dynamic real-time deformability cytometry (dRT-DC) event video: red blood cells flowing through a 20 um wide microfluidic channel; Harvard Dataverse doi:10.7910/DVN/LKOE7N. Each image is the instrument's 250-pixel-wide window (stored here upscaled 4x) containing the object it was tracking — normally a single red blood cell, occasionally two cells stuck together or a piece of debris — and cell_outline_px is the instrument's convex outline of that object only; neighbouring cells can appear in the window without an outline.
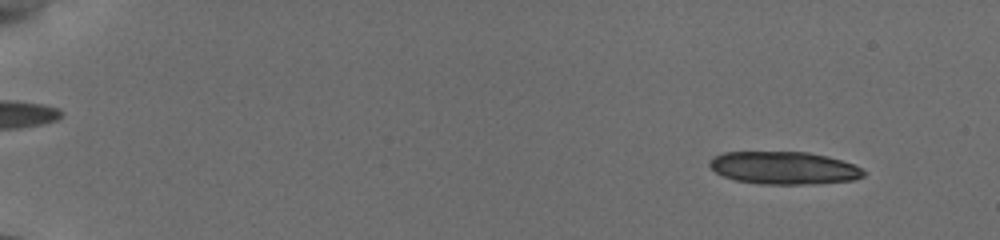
{"species": "common noctule bat (a hibernating species)", "species_latin": "Nyctalus noctula", "temperature_condition": "cold", "stored_images_in_passage": 50, "camera_frame_rate_fps": 3000, "um_per_image_px": 0.085, "animal": {"sex": "female", "body_mass_g": 19.5, "forearm_length_mm": 54.1}, "frame": {"image": 1, "passage_image": 5, "time_ms": 1.333, "image_size_px": [1000, 240], "cell_outline_px": [[864, 176], [856, 180], [812, 184], [760, 184], [736, 180], [724, 176], [716, 172], [708, 164], [712, 156], [724, 152], [808, 152], [828, 156], [852, 164], [860, 168], [864, 172]], "centroid_in_image_um": [66.62, 14.27], "position_along_channel_um": 18.4, "area_um2": 29.3}}
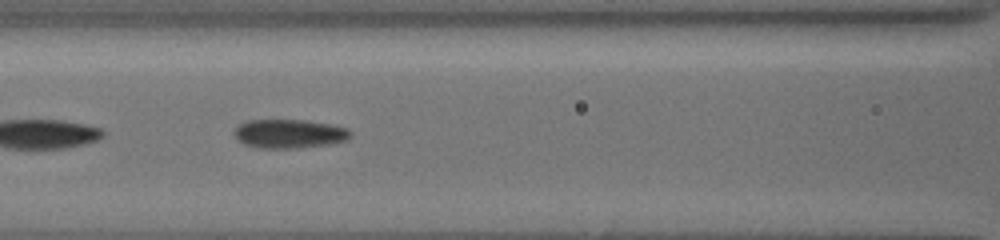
{"frame": {"image": 2, "passage_image": 47, "time_ms": 8.667, "image_size_px": [1000, 240], "cell_outline_px": [[352, 136], [348, 140], [328, 144], [300, 148], [260, 148], [244, 144], [236, 140], [232, 132], [244, 120], [308, 120], [348, 128], [352, 132]], "centroid_in_image_um": [24.57, 11.37], "position_along_channel_um": 142.0, "area_um2": 19.83}}